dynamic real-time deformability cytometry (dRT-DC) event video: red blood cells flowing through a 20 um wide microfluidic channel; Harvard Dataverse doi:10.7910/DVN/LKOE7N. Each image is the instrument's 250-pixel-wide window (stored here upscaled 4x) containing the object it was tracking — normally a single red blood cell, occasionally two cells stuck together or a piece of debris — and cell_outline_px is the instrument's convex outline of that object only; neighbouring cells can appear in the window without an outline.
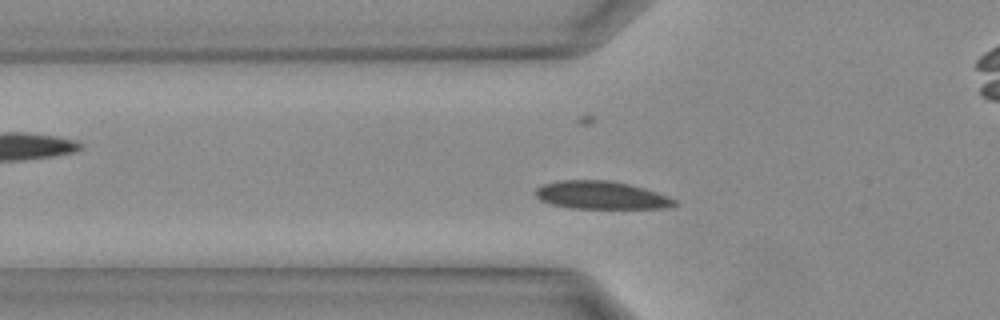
{"species": "Egyptian fruit bat (a non-hibernating species)", "species_latin": "Rousettus aegyptiacus", "temperature_condition": "warm", "stored_images_in_passage": 29, "camera_frame_rate_fps": 3000, "um_per_image_px": 0.085, "animal": {"sex": "female"}, "frame": {"image": 1, "passage_image": 5, "time_ms": 1.333, "image_size_px": [1000, 320], "cell_outline_px": [[676, 204], [668, 208], [568, 208], [552, 204], [540, 200], [536, 196], [536, 188], [544, 184], [560, 180], [608, 180], [628, 184], [644, 188], [668, 196], [676, 200]], "centroid_in_image_um": [51.09, 16.59], "position_along_channel_um": 74.7, "area_um2": 22.48}}
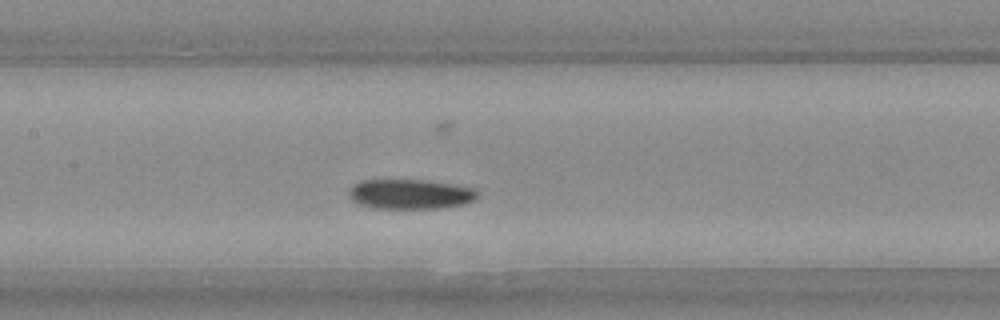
{"frame": {"image": 2, "passage_image": 10, "time_ms": 3.0, "image_size_px": [1000, 320], "cell_outline_px": [[480, 196], [464, 204], [440, 208], [372, 208], [356, 204], [348, 196], [348, 192], [356, 184], [364, 180], [420, 180], [448, 184], [472, 188]], "centroid_in_image_um": [34.82, 16.52], "position_along_channel_um": 172.6, "area_um2": 22.02}}
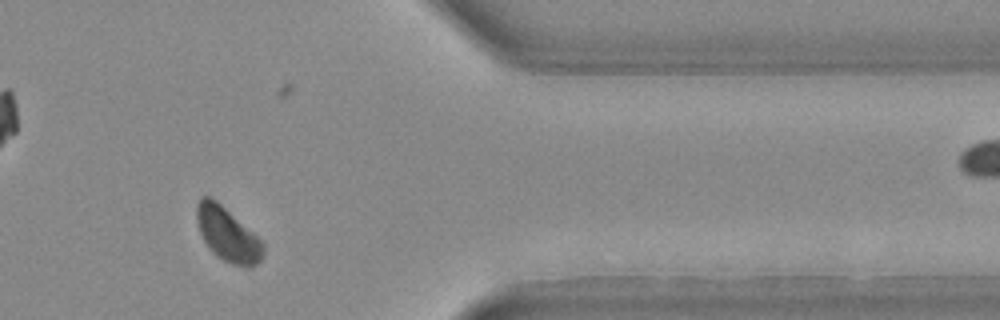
{"frame": {"image": 3, "passage_image": 22, "time_ms": 7.0, "image_size_px": [1000, 320], "cell_outline_px": [[264, 252], [260, 260], [256, 264], [248, 268], [232, 264], [216, 256], [208, 248], [200, 232], [196, 220], [196, 204], [200, 196], [212, 196], [252, 232], [264, 244]], "centroid_in_image_um": [19.31, 19.91], "position_along_channel_um": 392.1, "area_um2": 20.87}}